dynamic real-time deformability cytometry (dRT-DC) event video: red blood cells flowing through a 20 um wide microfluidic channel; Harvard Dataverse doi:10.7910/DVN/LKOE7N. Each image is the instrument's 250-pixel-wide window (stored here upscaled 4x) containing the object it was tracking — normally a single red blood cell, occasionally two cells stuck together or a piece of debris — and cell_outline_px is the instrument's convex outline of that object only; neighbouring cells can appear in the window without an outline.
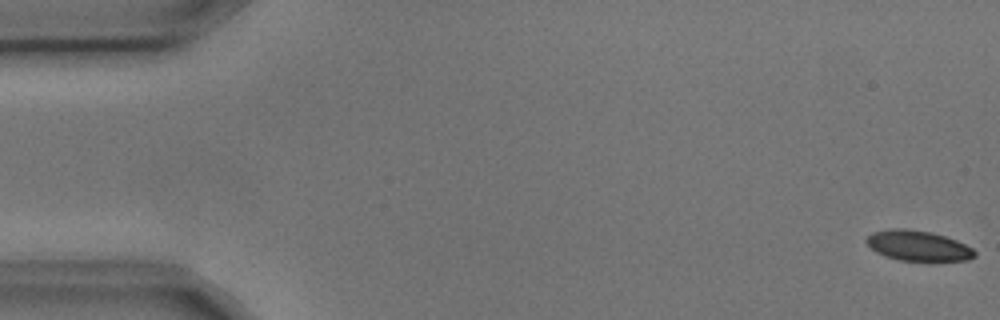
{"species": "common noctule bat (a hibernating species)", "species_latin": "Nyctalus noctula", "temperature_condition": "cold", "stored_images_in_passage": 5, "camera_frame_rate_fps": 3000, "um_per_image_px": 0.085, "animal": {"sex": "male", "body_mass_g": 17.9, "forearm_length_mm": 54.2}, "frame": {"image": 1, "passage_image": 1, "time_ms": 0.0, "image_size_px": [1000, 320], "cell_outline_px": [[976, 256], [968, 260], [900, 260], [884, 256], [876, 252], [864, 240], [872, 232], [892, 228], [904, 228], [932, 232], [956, 240], [972, 248], [976, 252]], "centroid_in_image_um": [78.02, 20.87], "position_along_channel_um": 7.0, "area_um2": 18.96}}
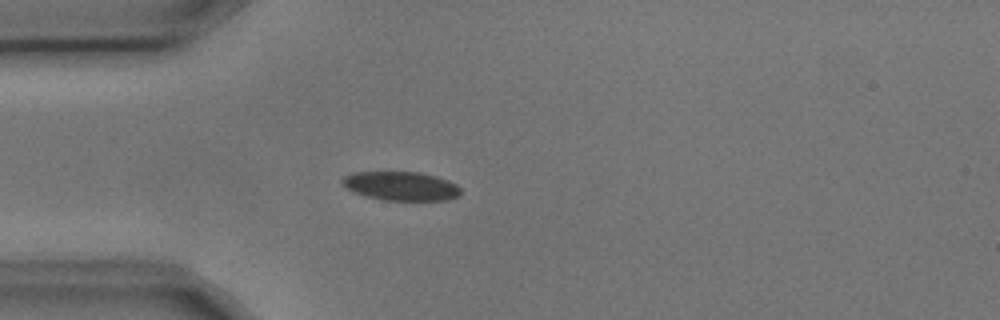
{"frame": {"image": 2, "passage_image": 5, "time_ms": 1.333, "image_size_px": [1000, 320], "cell_outline_px": [[460, 196], [448, 200], [384, 200], [364, 196], [340, 184], [340, 180], [344, 176], [352, 172], [420, 172], [436, 176], [448, 180], [456, 184], [460, 188]], "centroid_in_image_um": [34.08, 15.81], "position_along_channel_um": 50.9, "area_um2": 20.06}}